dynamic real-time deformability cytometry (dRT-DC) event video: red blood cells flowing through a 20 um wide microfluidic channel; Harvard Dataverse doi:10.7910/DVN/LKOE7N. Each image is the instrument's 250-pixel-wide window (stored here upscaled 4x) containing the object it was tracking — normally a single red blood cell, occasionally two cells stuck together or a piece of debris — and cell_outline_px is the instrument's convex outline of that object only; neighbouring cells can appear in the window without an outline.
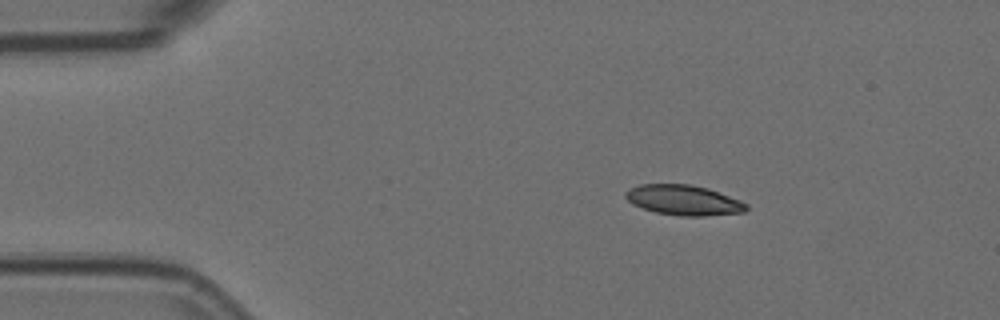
{"species": "Egyptian fruit bat (a non-hibernating species)", "species_latin": "Rousettus aegyptiacus", "temperature_condition": "room temperature", "stored_images_in_passage": 3, "camera_frame_rate_fps": 3000, "um_per_image_px": 0.085, "animal": {"sex": "female"}, "frame": {"image": 1, "passage_image": 1, "time_ms": 0.0, "image_size_px": [1000, 320], "cell_outline_px": [[748, 208], [744, 212], [704, 216], [680, 216], [656, 212], [632, 204], [624, 196], [624, 192], [628, 188], [640, 184], [692, 184], [708, 188], [740, 200], [748, 204]], "centroid_in_image_um": [58.1, 17.0], "position_along_channel_um": 26.9, "area_um2": 21.33}}